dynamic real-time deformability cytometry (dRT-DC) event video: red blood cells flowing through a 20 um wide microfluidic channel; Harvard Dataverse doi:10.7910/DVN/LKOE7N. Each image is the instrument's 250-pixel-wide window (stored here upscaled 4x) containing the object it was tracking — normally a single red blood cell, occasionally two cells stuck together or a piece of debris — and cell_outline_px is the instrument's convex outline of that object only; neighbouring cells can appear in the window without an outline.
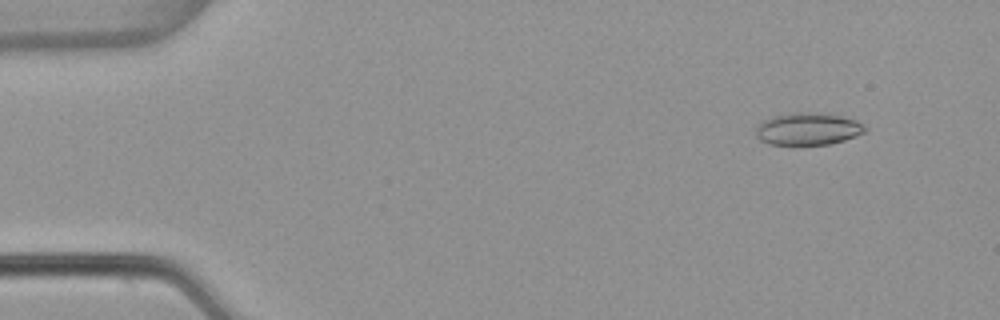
{"species": "common noctule bat (a hibernating species)", "species_latin": "Nyctalus noctula", "temperature_condition": "warm", "stored_images_in_passage": 5, "camera_frame_rate_fps": 3000, "um_per_image_px": 0.085, "animal": {"sex": "female", "body_mass_g": 22.7, "forearm_length_mm": 54.2}, "frame": {"image": 1, "passage_image": 2, "time_ms": 0.333, "image_size_px": [1000, 320], "cell_outline_px": [[868, 128], [864, 132], [856, 136], [844, 140], [828, 144], [768, 144], [760, 140], [756, 136], [756, 124], [772, 116], [792, 112], [828, 112], [856, 120], [864, 124]], "centroid_in_image_um": [68.68, 10.93], "position_along_channel_um": 16.3, "area_um2": 20.87}}